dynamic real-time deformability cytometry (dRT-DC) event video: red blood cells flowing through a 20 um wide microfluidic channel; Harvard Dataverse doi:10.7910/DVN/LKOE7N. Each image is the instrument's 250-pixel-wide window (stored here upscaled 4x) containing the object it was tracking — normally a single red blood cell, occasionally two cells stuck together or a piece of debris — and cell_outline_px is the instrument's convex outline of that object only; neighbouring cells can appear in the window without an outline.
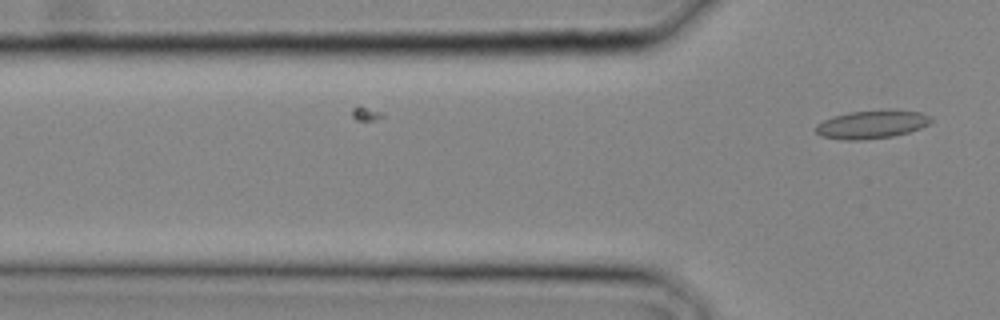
{"species": "common noctule bat (a hibernating species)", "species_latin": "Nyctalus noctula", "temperature_condition": "cold", "stored_images_in_passage": 2, "camera_frame_rate_fps": 3000, "um_per_image_px": 0.085, "animal": {"sex": "male", "body_mass_g": 20.4}, "frame": {"image": 1, "passage_image": 2, "time_ms": 0.333, "image_size_px": [1000, 320], "cell_outline_px": [[932, 120], [928, 124], [920, 128], [908, 132], [892, 136], [864, 140], [844, 140], [820, 136], [816, 132], [816, 124], [832, 116], [848, 112], [888, 108], [920, 112], [932, 116]], "centroid_in_image_um": [74.1, 10.55], "position_along_channel_um": 51.7, "area_um2": 19.36}}